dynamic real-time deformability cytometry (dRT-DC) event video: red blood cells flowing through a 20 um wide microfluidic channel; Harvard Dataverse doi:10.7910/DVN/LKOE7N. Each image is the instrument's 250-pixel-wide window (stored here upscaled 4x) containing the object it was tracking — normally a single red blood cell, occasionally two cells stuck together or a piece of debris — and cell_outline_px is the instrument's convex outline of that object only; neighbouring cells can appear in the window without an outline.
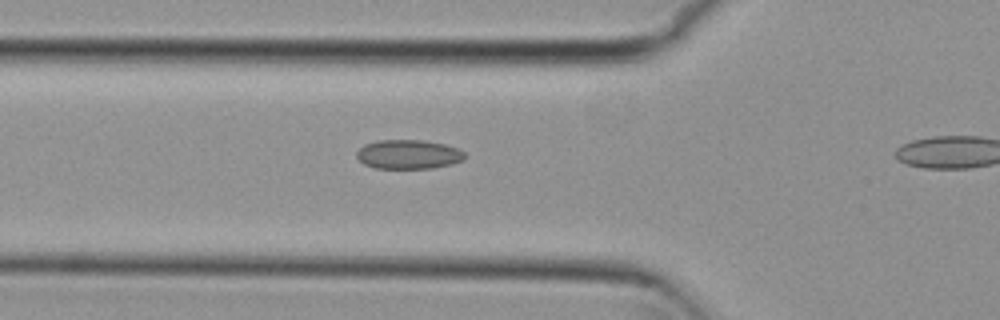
{"species": "common noctule bat (a hibernating species)", "species_latin": "Nyctalus noctula", "temperature_condition": "cold", "stored_images_in_passage": 4, "segment_of_instrument_passage": [1, 2], "camera_frame_rate_fps": 3000, "um_per_image_px": 0.085, "animal": {"sex": "female", "body_mass_g": 29.2, "forearm_length_mm": 56.3}, "frame": {"image": 1, "passage_image": 3, "time_ms": 0.667, "image_size_px": [1000, 320], "cell_outline_px": [[464, 160], [452, 164], [432, 168], [376, 168], [364, 164], [356, 156], [356, 152], [364, 144], [376, 140], [424, 140], [444, 144], [456, 148], [464, 152]], "centroid_in_image_um": [34.7, 13.11], "position_along_channel_um": 91.1, "area_um2": 18.38}}